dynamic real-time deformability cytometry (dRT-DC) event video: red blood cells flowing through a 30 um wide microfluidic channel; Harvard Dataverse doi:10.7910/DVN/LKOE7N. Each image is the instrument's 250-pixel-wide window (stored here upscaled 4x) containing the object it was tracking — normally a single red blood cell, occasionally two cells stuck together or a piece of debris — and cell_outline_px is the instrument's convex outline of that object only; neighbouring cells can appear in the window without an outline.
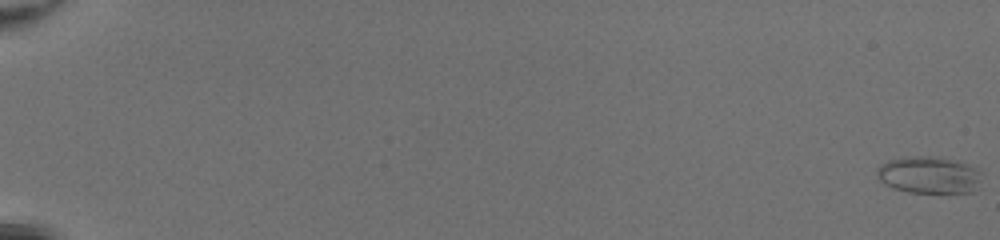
{"species": "common noctule bat (a hibernating species)", "species_latin": "Nyctalus noctula", "temperature_condition": "room temperature", "stored_images_in_passage": 52, "camera_frame_rate_fps": 3000, "um_per_image_px": 0.085, "animal": {"sex": "female", "body_mass_g": 20.0, "forearm_length_mm": 54.0}, "frame": {"image": 1, "passage_image": 1, "time_ms": 0.0, "image_size_px": [1000, 240], "cell_outline_px": [[984, 172], [976, 192], [908, 192], [892, 188], [884, 184], [876, 176], [876, 168], [880, 164], [888, 160], [904, 156], [936, 156], [956, 160], [968, 164]], "centroid_in_image_um": [78.98, 14.86], "position_along_channel_um": 6.0, "area_um2": 23.18}}
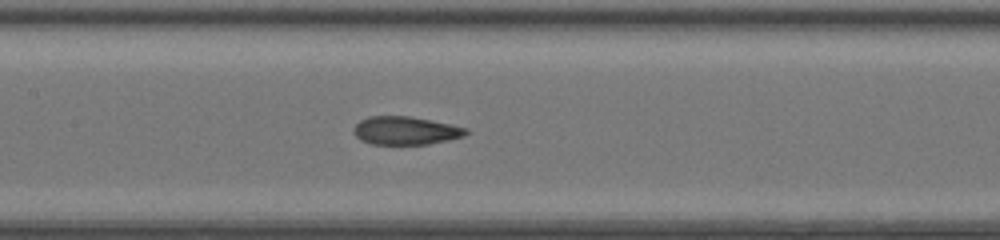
{"frame": {"image": 2, "passage_image": 29, "time_ms": 9.333, "image_size_px": [1000, 240], "cell_outline_px": [[468, 132], [464, 136], [448, 140], [428, 144], [372, 144], [360, 140], [352, 132], [352, 128], [360, 120], [368, 116], [408, 116], [432, 120], [468, 128]], "centroid_in_image_um": [34.45, 11.1], "position_along_channel_um": 173.0, "area_um2": 18.55}}
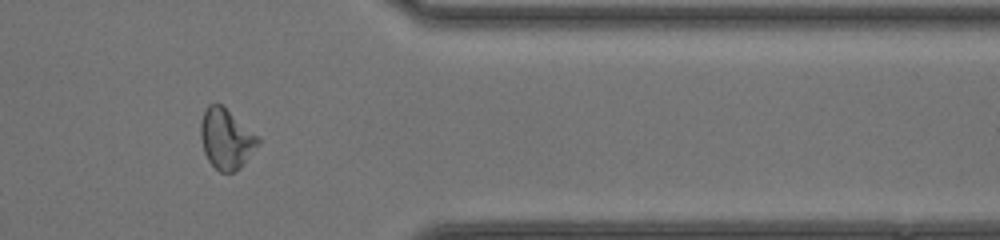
{"frame": {"image": 3, "passage_image": 45, "time_ms": 14.667, "image_size_px": [1000, 240], "cell_outline_px": [[260, 144], [244, 164], [240, 168], [232, 172], [220, 172], [208, 160], [204, 152], [200, 136], [200, 120], [208, 104], [220, 104], [260, 136]], "centroid_in_image_um": [19.24, 11.81], "position_along_channel_um": 392.2, "area_um2": 20.23}, "authors_computed_cell_mechanics": {"area_um2": 20.1722, "velocity_mm_per_s": 4.2934, "shape_relaxation_time_tau1_ms": null, "shape_relaxation_time_tau2_ms": 1.7728, "deformation_change_tau1": null, "deformation_change_tau2": 0.0961}}